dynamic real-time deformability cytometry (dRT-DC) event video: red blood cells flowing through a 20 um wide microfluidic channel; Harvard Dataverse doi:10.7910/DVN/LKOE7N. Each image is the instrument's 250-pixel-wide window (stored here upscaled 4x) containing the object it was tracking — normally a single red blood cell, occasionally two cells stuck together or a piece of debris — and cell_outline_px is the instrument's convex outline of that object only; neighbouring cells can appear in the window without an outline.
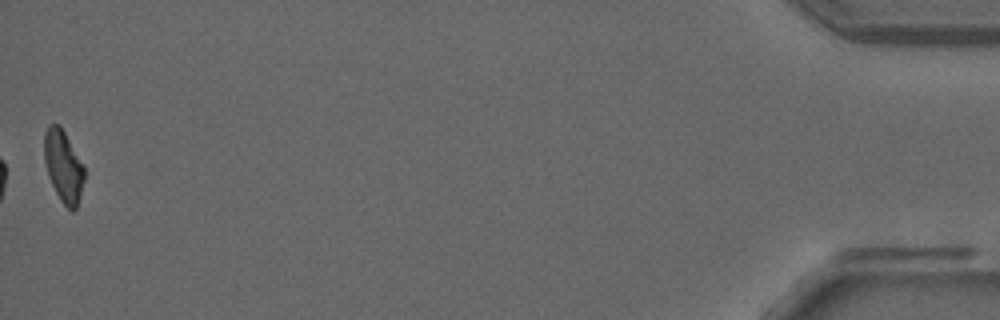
{"species": "common noctule bat (a hibernating species)", "species_latin": "Nyctalus noctula", "temperature_condition": "room temperature", "stored_images_in_passage": 53, "camera_frame_rate_fps": 3000, "um_per_image_px": 0.085, "animal": {"sex": "male", "forearm_length_mm": 52.5}, "frame": {"image": 1, "passage_image": 53, "time_ms": 17.333, "image_size_px": [1000, 320], "cell_outline_px": [[84, 180], [76, 208], [72, 212], [60, 200], [48, 176], [44, 160], [44, 132], [48, 124], [60, 124], [84, 164]], "centroid_in_image_um": [5.38, 14.08], "position_along_channel_um": 429.8, "area_um2": 16.88}, "authors_computed_cell_mechanics": {"area_um2": 18.1492, "velocity_mm_per_s": 3.8581, "shape_relaxation_time_tau1_ms": null, "shape_relaxation_time_tau2_ms": 4.3485, "deformation_change_tau1": null, "deformation_change_tau2": 0.1217}}